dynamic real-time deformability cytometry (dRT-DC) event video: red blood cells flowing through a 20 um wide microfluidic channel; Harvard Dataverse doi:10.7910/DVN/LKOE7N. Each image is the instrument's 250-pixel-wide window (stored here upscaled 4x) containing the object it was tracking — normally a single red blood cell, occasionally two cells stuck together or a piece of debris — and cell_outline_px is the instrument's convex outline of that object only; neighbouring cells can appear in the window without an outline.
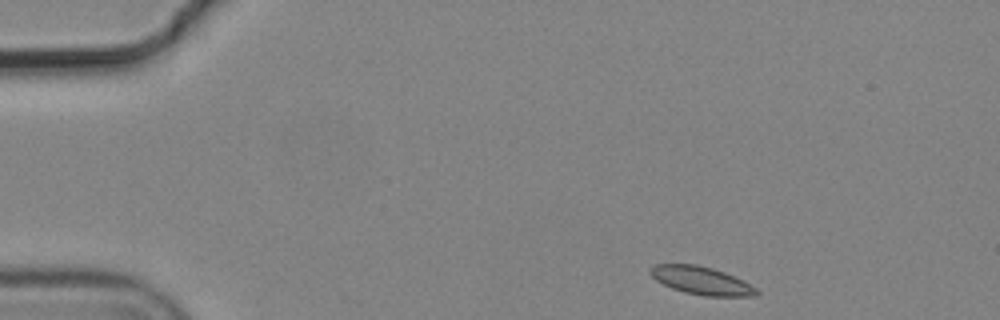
{"species": "common noctule bat (a hibernating species)", "species_latin": "Nyctalus noctula", "temperature_condition": "cold", "stored_images_in_passage": 3, "camera_frame_rate_fps": 3000, "um_per_image_px": 0.085, "animal": {"sex": "male", "body_mass_g": 19.2, "forearm_length_mm": 51.8}, "frame": {"image": 1, "passage_image": 1, "time_ms": 0.0, "image_size_px": [1000, 320], "cell_outline_px": [[760, 292], [756, 296], [704, 296], [684, 292], [672, 288], [656, 280], [648, 272], [656, 264], [696, 264], [712, 268], [724, 272], [756, 288]], "centroid_in_image_um": [59.6, 23.85], "position_along_channel_um": 25.4, "area_um2": 17.05}}
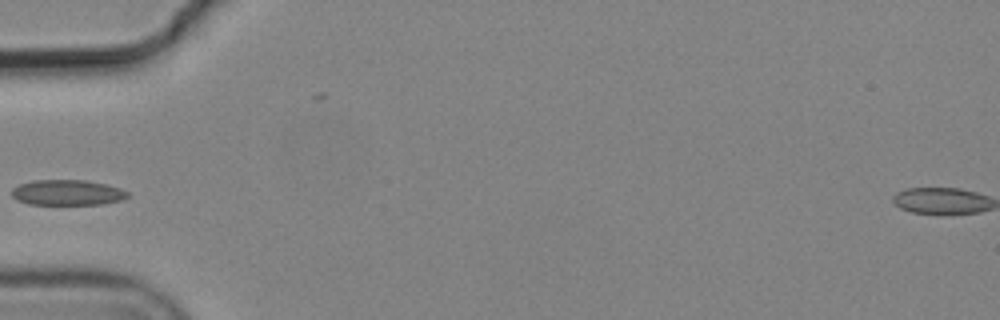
{"frame": {"image": 2, "passage_image": 3, "time_ms": 0.667, "image_size_px": [1000, 320], "cell_outline_px": [[128, 196], [120, 200], [100, 204], [28, 204], [12, 196], [12, 188], [20, 184], [36, 180], [88, 180], [108, 184], [120, 188], [128, 192]], "centroid_in_image_um": [5.74, 16.35], "position_along_channel_um": 79.3, "area_um2": 17.05}}